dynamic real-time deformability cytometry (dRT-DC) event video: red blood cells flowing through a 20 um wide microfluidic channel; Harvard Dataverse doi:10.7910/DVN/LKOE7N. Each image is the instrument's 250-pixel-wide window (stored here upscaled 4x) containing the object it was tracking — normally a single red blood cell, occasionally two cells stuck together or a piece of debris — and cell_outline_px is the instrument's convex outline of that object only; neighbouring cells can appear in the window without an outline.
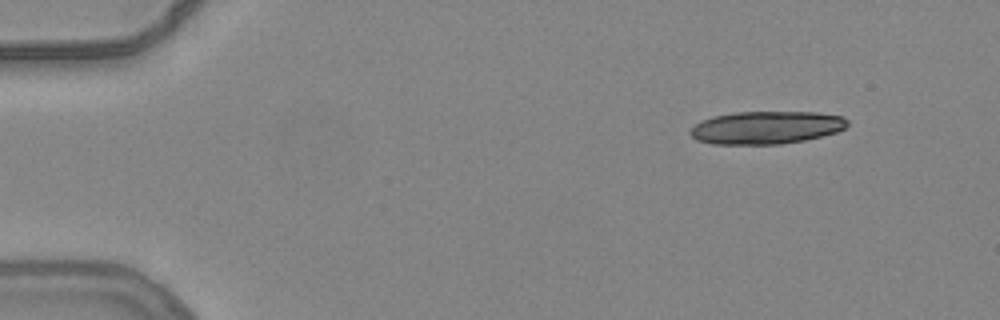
{"species": "common noctule bat (a hibernating species)", "species_latin": "Nyctalus noctula", "temperature_condition": "warm", "stored_images_in_passage": 15, "camera_frame_rate_fps": 3000, "um_per_image_px": 0.085, "animal": {"sex": "female", "body_mass_g": 24.6, "forearm_length_mm": 56.2}, "frame": {"image": 1, "passage_image": 1, "time_ms": 0.0, "image_size_px": [1000, 320], "cell_outline_px": [[848, 124], [844, 128], [836, 132], [804, 140], [780, 144], [712, 144], [696, 140], [688, 132], [700, 120], [712, 116], [736, 112], [816, 112], [844, 116], [848, 120]], "centroid_in_image_um": [65.11, 10.83], "position_along_channel_um": 19.9, "area_um2": 30.11}}